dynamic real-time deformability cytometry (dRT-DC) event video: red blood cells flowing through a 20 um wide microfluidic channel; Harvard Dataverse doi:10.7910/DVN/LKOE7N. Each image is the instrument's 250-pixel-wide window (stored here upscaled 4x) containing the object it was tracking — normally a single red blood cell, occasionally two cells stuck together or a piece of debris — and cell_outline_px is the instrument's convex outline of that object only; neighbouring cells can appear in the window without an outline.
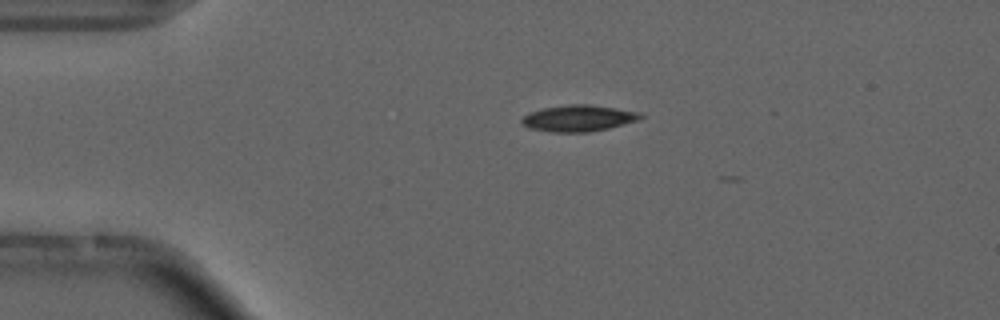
{"species": "common noctule bat (a hibernating species)", "species_latin": "Nyctalus noctula", "temperature_condition": "cold", "stored_images_in_passage": 3, "camera_frame_rate_fps": 3000, "um_per_image_px": 0.085, "animal": {"sex": "male", "forearm_length_mm": 52.5}, "frame": {"image": 1, "passage_image": 1, "time_ms": 0.0, "image_size_px": [1000, 320], "cell_outline_px": [[644, 116], [636, 120], [608, 128], [588, 132], [552, 132], [528, 128], [520, 120], [528, 112], [544, 108], [572, 104], [588, 104], [616, 108], [640, 112]], "centroid_in_image_um": [49.14, 10.05], "position_along_channel_um": 35.9, "area_um2": 18.03}}